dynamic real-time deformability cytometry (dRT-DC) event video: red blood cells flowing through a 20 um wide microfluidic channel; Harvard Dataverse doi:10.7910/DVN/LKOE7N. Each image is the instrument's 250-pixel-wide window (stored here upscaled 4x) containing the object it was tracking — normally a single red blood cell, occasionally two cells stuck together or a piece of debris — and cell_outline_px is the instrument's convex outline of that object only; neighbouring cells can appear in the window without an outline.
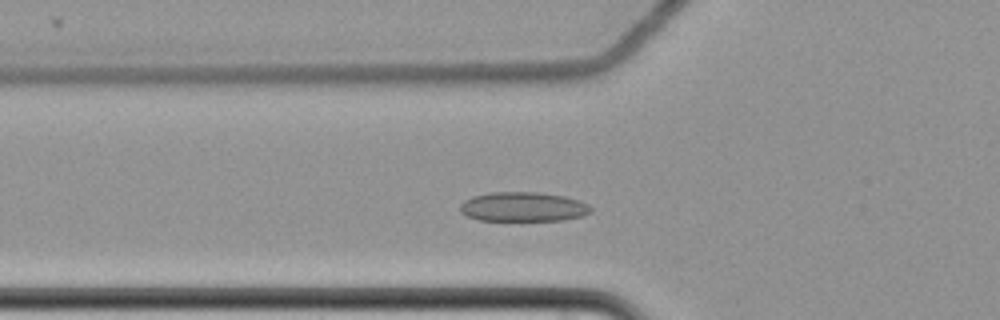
{"species": "common noctule bat (a hibernating species)", "species_latin": "Nyctalus noctula", "temperature_condition": "cold", "stored_images_in_passage": 52, "camera_frame_rate_fps": 3000, "um_per_image_px": 0.085, "animal": {"sex": "female", "body_mass_g": 22.7, "forearm_length_mm": 54.2}, "frame": {"image": 1, "passage_image": 14, "time_ms": 4.333, "image_size_px": [1000, 320], "cell_outline_px": [[592, 212], [580, 216], [564, 220], [480, 220], [468, 216], [460, 212], [460, 204], [464, 200], [472, 196], [492, 192], [536, 192], [564, 196], [580, 200], [588, 204], [592, 208]], "centroid_in_image_um": [44.47, 17.57], "position_along_channel_um": 81.3, "area_um2": 22.43}}
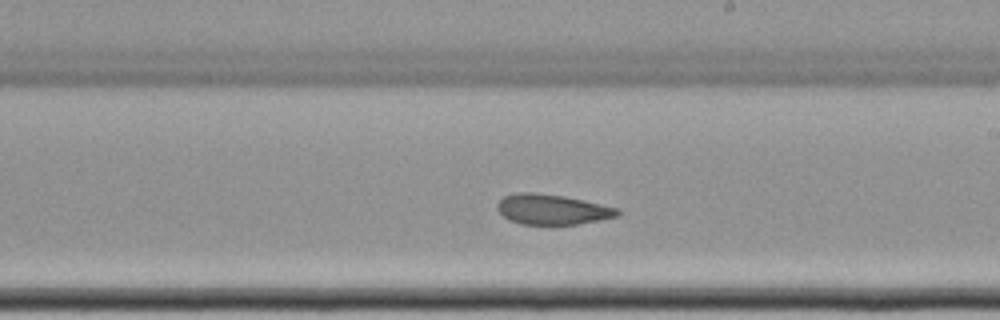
{"frame": {"image": 2, "passage_image": 28, "time_ms": 9.0, "image_size_px": [1000, 320], "cell_outline_px": [[620, 212], [616, 216], [600, 220], [576, 224], [520, 224], [508, 220], [496, 208], [496, 204], [504, 196], [516, 192], [532, 192], [564, 196], [600, 204], [616, 208]], "centroid_in_image_um": [46.87, 17.79], "position_along_channel_um": 242.1, "area_um2": 20.98}}
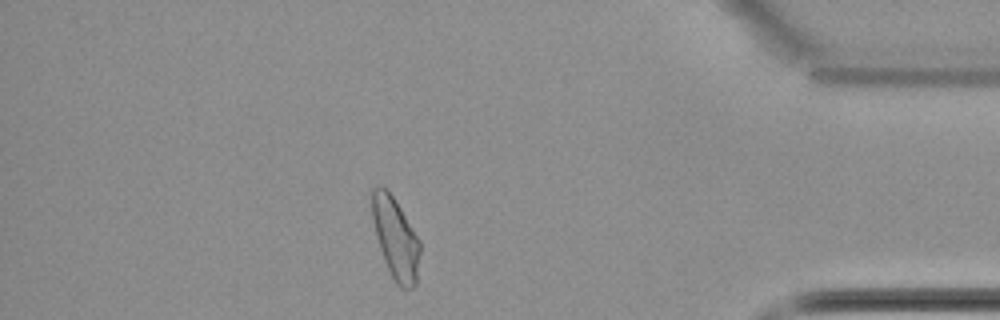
{"frame": {"image": 3, "passage_image": 45, "time_ms": 14.667, "image_size_px": [1000, 320], "cell_outline_px": [[420, 252], [416, 284], [412, 288], [400, 288], [396, 284], [384, 260], [376, 236], [372, 220], [372, 188], [376, 184], [380, 184], [392, 196], [400, 208], [420, 240]], "centroid_in_image_um": [33.62, 20.26], "position_along_channel_um": 401.6, "area_um2": 22.54}, "authors_computed_cell_mechanics": {"area_um2": 22.5709, "velocity_mm_per_s": 3.4599, "shape_relaxation_time_tau1_ms": null, "shape_relaxation_time_tau2_ms": 2.3136, "deformation_change_tau1": null, "deformation_change_tau2": 0.0615}}